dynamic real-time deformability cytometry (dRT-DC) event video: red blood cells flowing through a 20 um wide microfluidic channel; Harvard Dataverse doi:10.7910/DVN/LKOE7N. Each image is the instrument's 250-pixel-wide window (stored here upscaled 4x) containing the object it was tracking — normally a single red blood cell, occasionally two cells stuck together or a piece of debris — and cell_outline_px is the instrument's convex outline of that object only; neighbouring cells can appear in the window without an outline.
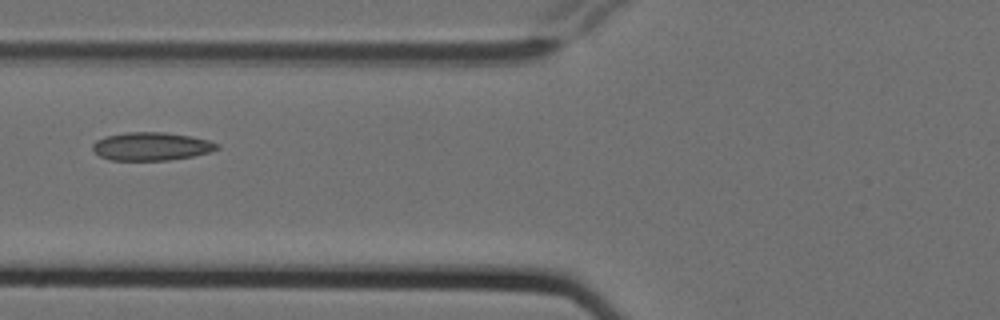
{"species": "Egyptian fruit bat (a non-hibernating species)", "species_latin": "Rousettus aegyptiacus", "temperature_condition": "cold", "stored_images_in_passage": 7, "camera_frame_rate_fps": 3000, "um_per_image_px": 0.085, "animal": {"sex": "female"}, "frame": {"image": 1, "passage_image": 4, "time_ms": 1.0, "image_size_px": [1000, 320], "cell_outline_px": [[220, 148], [212, 152], [192, 156], [168, 160], [112, 160], [100, 156], [92, 148], [92, 144], [96, 140], [104, 136], [124, 132], [164, 132], [192, 136], [208, 140], [220, 144]], "centroid_in_image_um": [12.89, 12.43], "position_along_channel_um": 112.9, "area_um2": 20.58}}
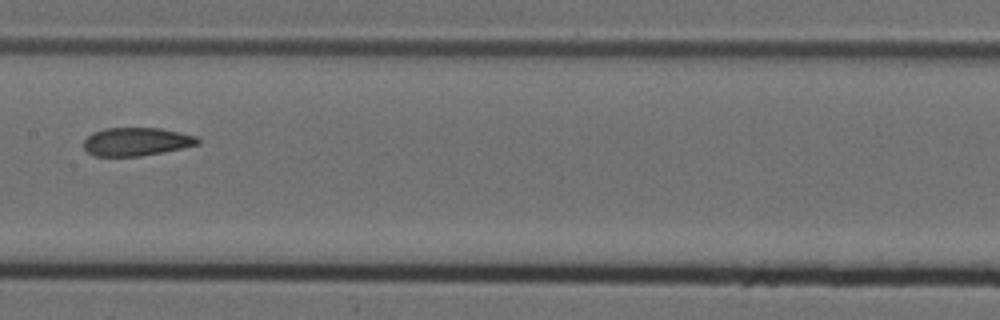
{"frame": {"image": 2, "passage_image": 6, "time_ms": 1.667, "image_size_px": [1000, 320], "cell_outline_px": [[200, 144], [164, 152], [140, 156], [96, 156], [88, 152], [84, 148], [84, 140], [92, 132], [104, 128], [160, 128], [180, 132], [196, 136], [200, 140]], "centroid_in_image_um": [11.6, 12.04], "position_along_channel_um": 195.8, "area_um2": 18.84}}
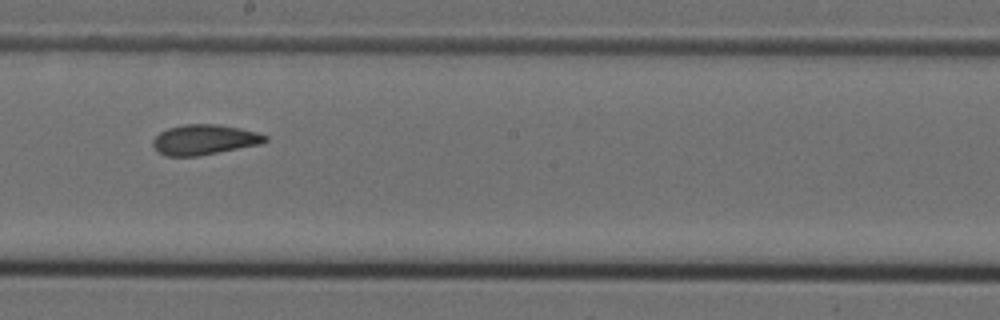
{"frame": {"image": 3, "passage_image": 7, "time_ms": 2.0, "image_size_px": [1000, 320], "cell_outline_px": [[268, 140], [260, 144], [196, 156], [164, 156], [156, 152], [152, 144], [152, 140], [160, 132], [168, 128], [184, 124], [216, 124], [240, 128], [256, 132], [268, 136]], "centroid_in_image_um": [17.32, 11.87], "position_along_channel_um": 230.9, "area_um2": 19.71}}